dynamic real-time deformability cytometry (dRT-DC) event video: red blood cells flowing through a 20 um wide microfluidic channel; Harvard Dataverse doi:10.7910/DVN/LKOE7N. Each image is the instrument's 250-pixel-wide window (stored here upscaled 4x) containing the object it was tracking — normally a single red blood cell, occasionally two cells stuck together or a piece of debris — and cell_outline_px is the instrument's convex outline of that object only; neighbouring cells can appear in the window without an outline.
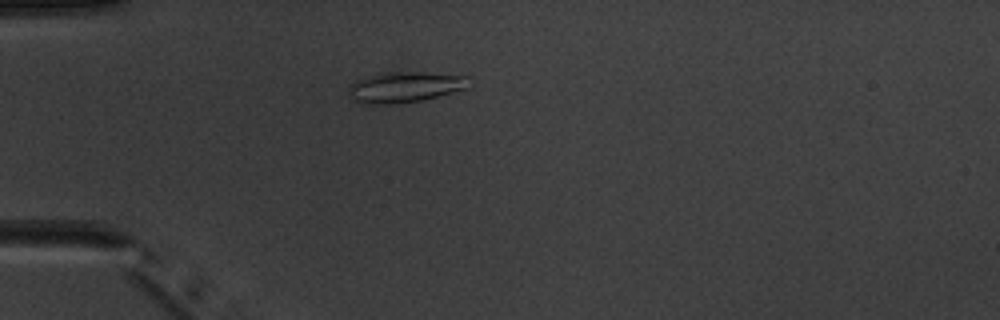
{"species": "common noctule bat (a hibernating species)", "species_latin": "Nyctalus noctula", "temperature_condition": "warm", "stored_images_in_passage": 7, "camera_frame_rate_fps": 3000, "um_per_image_px": 0.085, "animal": {"sex": "male", "body_mass_g": 20.1, "forearm_length_mm": 53.5}, "frame": {"image": 1, "passage_image": 5, "time_ms": 4.667, "image_size_px": [1000, 320], "cell_outline_px": [[468, 88], [424, 100], [396, 104], [372, 104], [356, 100], [348, 92], [348, 88], [356, 80], [364, 76], [388, 72], [424, 72], [468, 76]], "centroid_in_image_um": [34.44, 7.39], "position_along_channel_um": 50.6, "area_um2": 21.44}}